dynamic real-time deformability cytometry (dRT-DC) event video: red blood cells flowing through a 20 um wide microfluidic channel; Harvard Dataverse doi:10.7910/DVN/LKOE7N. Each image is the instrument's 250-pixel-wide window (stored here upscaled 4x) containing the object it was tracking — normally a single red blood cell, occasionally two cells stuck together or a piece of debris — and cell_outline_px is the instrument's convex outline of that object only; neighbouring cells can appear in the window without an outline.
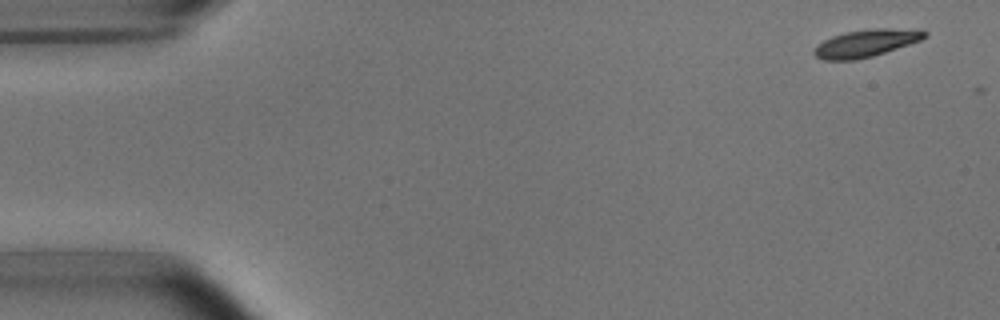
{"species": "common noctule bat (a hibernating species)", "species_latin": "Nyctalus noctula", "temperature_condition": "room temperature", "stored_images_in_passage": 5, "camera_frame_rate_fps": 3000, "um_per_image_px": 0.085, "animal": {"sex": "male", "body_mass_g": 15.6}, "frame": {"image": 1, "passage_image": 1, "time_ms": 0.0, "image_size_px": [1000, 320], "cell_outline_px": [[928, 36], [920, 40], [872, 56], [856, 60], [824, 60], [816, 56], [812, 52], [812, 48], [816, 44], [832, 36], [844, 32], [872, 28], [924, 28], [928, 32]], "centroid_in_image_um": [73.63, 3.64], "position_along_channel_um": 11.4, "area_um2": 17.98}}